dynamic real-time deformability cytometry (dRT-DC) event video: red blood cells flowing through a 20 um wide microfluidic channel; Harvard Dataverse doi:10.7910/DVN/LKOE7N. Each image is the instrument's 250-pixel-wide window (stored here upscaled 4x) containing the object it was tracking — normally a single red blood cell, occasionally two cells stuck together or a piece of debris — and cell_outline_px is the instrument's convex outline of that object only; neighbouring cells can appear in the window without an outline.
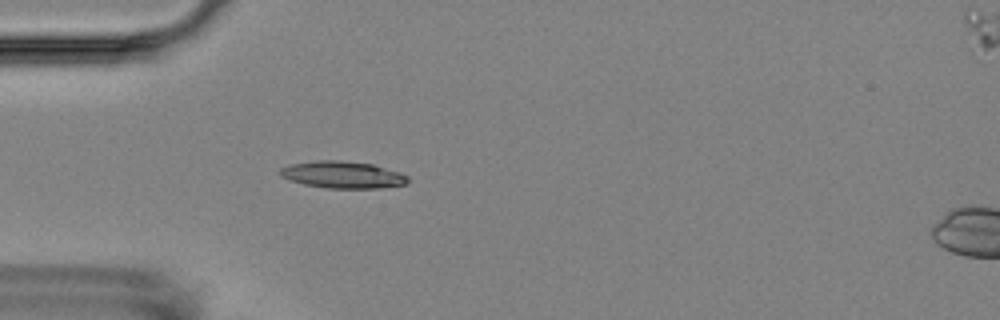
{"species": "Egyptian fruit bat (a non-hibernating species)", "species_latin": "Rousettus aegyptiacus", "temperature_condition": "room temperature", "stored_images_in_passage": 2, "camera_frame_rate_fps": 3000, "um_per_image_px": 0.085, "animal": {"sex": "female"}, "frame": {"image": 1, "passage_image": 1, "time_ms": 0.0, "image_size_px": [1000, 320], "cell_outline_px": [[408, 184], [380, 188], [328, 188], [304, 184], [288, 180], [280, 176], [280, 168], [292, 164], [316, 160], [340, 160], [372, 164], [400, 172], [408, 176]], "centroid_in_image_um": [29.13, 14.85], "position_along_channel_um": 55.9, "area_um2": 20.11}}